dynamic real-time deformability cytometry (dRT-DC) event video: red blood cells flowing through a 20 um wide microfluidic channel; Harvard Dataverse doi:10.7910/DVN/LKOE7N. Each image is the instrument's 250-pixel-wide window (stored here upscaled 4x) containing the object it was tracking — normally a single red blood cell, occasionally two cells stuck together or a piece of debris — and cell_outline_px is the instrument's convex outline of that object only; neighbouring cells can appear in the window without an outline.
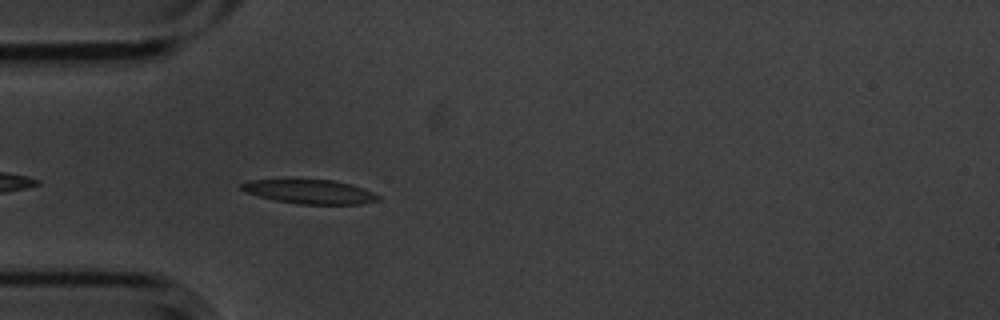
{"species": "common noctule bat (a hibernating species)", "species_latin": "Nyctalus noctula", "temperature_condition": "cold", "stored_images_in_passage": 35, "camera_frame_rate_fps": 3000, "um_per_image_px": 0.085, "animal": {"sex": "male", "body_mass_g": 20.1, "forearm_length_mm": 53.5}, "frame": {"image": 1, "passage_image": 3, "time_ms": 0.667, "image_size_px": [1000, 320], "cell_outline_px": [[380, 200], [360, 204], [300, 204], [276, 200], [244, 192], [240, 188], [240, 184], [248, 180], [332, 180], [348, 184], [372, 192], [380, 196]], "centroid_in_image_um": [26.31, 16.3], "position_along_channel_um": 58.7, "area_um2": 18.84}}
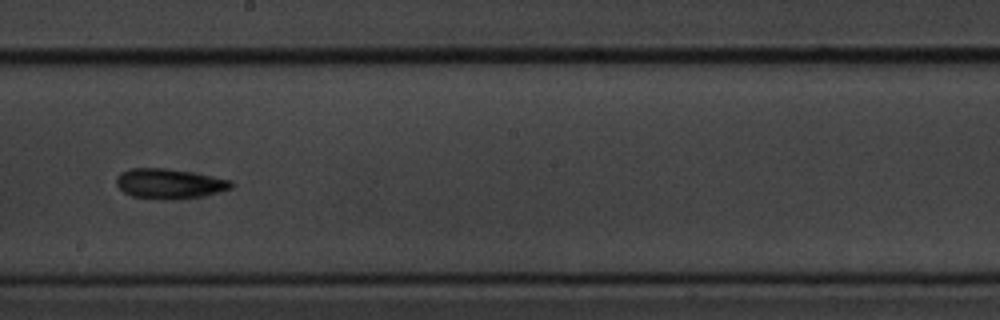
{"frame": {"image": 2, "passage_image": 18, "time_ms": 5.667, "image_size_px": [1000, 320], "cell_outline_px": [[232, 188], [220, 192], [200, 196], [176, 200], [160, 200], [132, 196], [124, 192], [116, 184], [116, 176], [120, 172], [128, 168], [168, 168], [212, 176], [232, 180]], "centroid_in_image_um": [14.37, 15.61], "position_along_channel_um": 233.8, "area_um2": 20.29}}
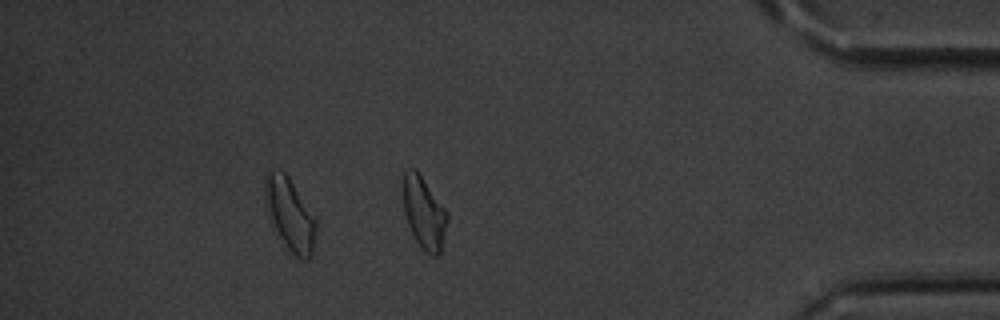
{"frame": {"image": 3, "passage_image": 35, "time_ms": 11.333, "image_size_px": [1000, 320], "cell_outline_px": [[448, 220], [440, 252], [436, 256], [432, 256], [420, 248], [408, 224], [404, 212], [400, 184], [404, 168], [416, 168], [448, 212]], "centroid_in_image_um": [35.99, 18.0], "position_along_channel_um": 399.2, "area_um2": 19.13}, "authors_computed_cell_mechanics": {"area_um2": 19.1896, "velocity_mm_per_s": 3.5544, "shape_relaxation_time_tau1_ms": 3.6216, "shape_relaxation_time_tau2_ms": 4.2129, "deformation_change_tau1": 0.1164, "deformation_change_tau2": 0.1227}}